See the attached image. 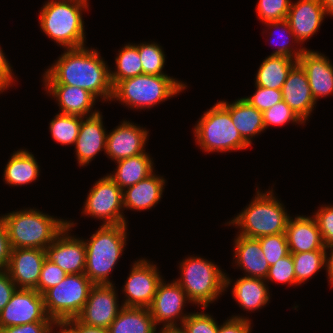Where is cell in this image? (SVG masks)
I'll use <instances>...</instances> for the list:
<instances>
[{
    "label": "cell",
    "instance_id": "1",
    "mask_svg": "<svg viewBox=\"0 0 333 333\" xmlns=\"http://www.w3.org/2000/svg\"><path fill=\"white\" fill-rule=\"evenodd\" d=\"M98 49L87 45L64 49L42 73V85L76 86L88 90L102 103H111L110 66Z\"/></svg>",
    "mask_w": 333,
    "mask_h": 333
},
{
    "label": "cell",
    "instance_id": "2",
    "mask_svg": "<svg viewBox=\"0 0 333 333\" xmlns=\"http://www.w3.org/2000/svg\"><path fill=\"white\" fill-rule=\"evenodd\" d=\"M274 184L263 191L257 185L254 196L242 211L234 215L224 225L238 229L237 234L259 238L262 236L285 233L289 218L292 216L284 202L273 189ZM277 195V196H276Z\"/></svg>",
    "mask_w": 333,
    "mask_h": 333
},
{
    "label": "cell",
    "instance_id": "3",
    "mask_svg": "<svg viewBox=\"0 0 333 333\" xmlns=\"http://www.w3.org/2000/svg\"><path fill=\"white\" fill-rule=\"evenodd\" d=\"M89 7L85 0H46L38 14L41 32L63 49L85 46L83 12Z\"/></svg>",
    "mask_w": 333,
    "mask_h": 333
},
{
    "label": "cell",
    "instance_id": "4",
    "mask_svg": "<svg viewBox=\"0 0 333 333\" xmlns=\"http://www.w3.org/2000/svg\"><path fill=\"white\" fill-rule=\"evenodd\" d=\"M128 227V224L100 225L90 238H83L86 249L84 274L94 285L116 284L111 274L128 245Z\"/></svg>",
    "mask_w": 333,
    "mask_h": 333
},
{
    "label": "cell",
    "instance_id": "5",
    "mask_svg": "<svg viewBox=\"0 0 333 333\" xmlns=\"http://www.w3.org/2000/svg\"><path fill=\"white\" fill-rule=\"evenodd\" d=\"M188 84L169 75L141 74L119 81L113 87L111 102L128 110H151L187 90Z\"/></svg>",
    "mask_w": 333,
    "mask_h": 333
},
{
    "label": "cell",
    "instance_id": "6",
    "mask_svg": "<svg viewBox=\"0 0 333 333\" xmlns=\"http://www.w3.org/2000/svg\"><path fill=\"white\" fill-rule=\"evenodd\" d=\"M0 216L12 248L45 250L68 224V218H58L35 207L17 208Z\"/></svg>",
    "mask_w": 333,
    "mask_h": 333
},
{
    "label": "cell",
    "instance_id": "7",
    "mask_svg": "<svg viewBox=\"0 0 333 333\" xmlns=\"http://www.w3.org/2000/svg\"><path fill=\"white\" fill-rule=\"evenodd\" d=\"M177 267L180 276L174 280L194 308H208L225 295V272L215 261L193 254L179 261Z\"/></svg>",
    "mask_w": 333,
    "mask_h": 333
},
{
    "label": "cell",
    "instance_id": "8",
    "mask_svg": "<svg viewBox=\"0 0 333 333\" xmlns=\"http://www.w3.org/2000/svg\"><path fill=\"white\" fill-rule=\"evenodd\" d=\"M193 137L202 152L227 153L251 147L234 126L230 112L217 101L193 126Z\"/></svg>",
    "mask_w": 333,
    "mask_h": 333
},
{
    "label": "cell",
    "instance_id": "9",
    "mask_svg": "<svg viewBox=\"0 0 333 333\" xmlns=\"http://www.w3.org/2000/svg\"><path fill=\"white\" fill-rule=\"evenodd\" d=\"M93 285L85 274H67L58 285L42 294L49 318L53 322L76 318L85 306Z\"/></svg>",
    "mask_w": 333,
    "mask_h": 333
},
{
    "label": "cell",
    "instance_id": "10",
    "mask_svg": "<svg viewBox=\"0 0 333 333\" xmlns=\"http://www.w3.org/2000/svg\"><path fill=\"white\" fill-rule=\"evenodd\" d=\"M81 214L101 225L129 224L123 207V190L106 174L88 190Z\"/></svg>",
    "mask_w": 333,
    "mask_h": 333
},
{
    "label": "cell",
    "instance_id": "11",
    "mask_svg": "<svg viewBox=\"0 0 333 333\" xmlns=\"http://www.w3.org/2000/svg\"><path fill=\"white\" fill-rule=\"evenodd\" d=\"M159 268L155 261L146 257L136 258L121 287L123 306L148 308L151 305L158 284L164 278Z\"/></svg>",
    "mask_w": 333,
    "mask_h": 333
},
{
    "label": "cell",
    "instance_id": "12",
    "mask_svg": "<svg viewBox=\"0 0 333 333\" xmlns=\"http://www.w3.org/2000/svg\"><path fill=\"white\" fill-rule=\"evenodd\" d=\"M188 304L193 306L182 287L174 279L163 278L148 309L157 327L173 326L181 325L191 313L185 311Z\"/></svg>",
    "mask_w": 333,
    "mask_h": 333
},
{
    "label": "cell",
    "instance_id": "13",
    "mask_svg": "<svg viewBox=\"0 0 333 333\" xmlns=\"http://www.w3.org/2000/svg\"><path fill=\"white\" fill-rule=\"evenodd\" d=\"M77 225V221L68 218L67 226L45 249L46 259L54 262L66 274H84L85 272L86 249L83 237L71 234Z\"/></svg>",
    "mask_w": 333,
    "mask_h": 333
},
{
    "label": "cell",
    "instance_id": "14",
    "mask_svg": "<svg viewBox=\"0 0 333 333\" xmlns=\"http://www.w3.org/2000/svg\"><path fill=\"white\" fill-rule=\"evenodd\" d=\"M117 284L93 285L76 319L87 326L108 329L123 307Z\"/></svg>",
    "mask_w": 333,
    "mask_h": 333
},
{
    "label": "cell",
    "instance_id": "15",
    "mask_svg": "<svg viewBox=\"0 0 333 333\" xmlns=\"http://www.w3.org/2000/svg\"><path fill=\"white\" fill-rule=\"evenodd\" d=\"M149 133L145 126H140L130 119H122L116 127L107 132L106 157L117 162L145 153Z\"/></svg>",
    "mask_w": 333,
    "mask_h": 333
},
{
    "label": "cell",
    "instance_id": "16",
    "mask_svg": "<svg viewBox=\"0 0 333 333\" xmlns=\"http://www.w3.org/2000/svg\"><path fill=\"white\" fill-rule=\"evenodd\" d=\"M40 321L52 320L46 313L43 295L35 289L17 288L0 312V328Z\"/></svg>",
    "mask_w": 333,
    "mask_h": 333
},
{
    "label": "cell",
    "instance_id": "17",
    "mask_svg": "<svg viewBox=\"0 0 333 333\" xmlns=\"http://www.w3.org/2000/svg\"><path fill=\"white\" fill-rule=\"evenodd\" d=\"M101 110L92 116L82 117L74 154L79 167L88 166L98 154L106 152L107 128Z\"/></svg>",
    "mask_w": 333,
    "mask_h": 333
},
{
    "label": "cell",
    "instance_id": "18",
    "mask_svg": "<svg viewBox=\"0 0 333 333\" xmlns=\"http://www.w3.org/2000/svg\"><path fill=\"white\" fill-rule=\"evenodd\" d=\"M269 287L261 278L242 275L234 280L225 273V293L230 289L232 299L246 314L255 313L271 303L272 294Z\"/></svg>",
    "mask_w": 333,
    "mask_h": 333
},
{
    "label": "cell",
    "instance_id": "19",
    "mask_svg": "<svg viewBox=\"0 0 333 333\" xmlns=\"http://www.w3.org/2000/svg\"><path fill=\"white\" fill-rule=\"evenodd\" d=\"M327 14L320 0H292L287 21L302 46L320 30Z\"/></svg>",
    "mask_w": 333,
    "mask_h": 333
},
{
    "label": "cell",
    "instance_id": "20",
    "mask_svg": "<svg viewBox=\"0 0 333 333\" xmlns=\"http://www.w3.org/2000/svg\"><path fill=\"white\" fill-rule=\"evenodd\" d=\"M45 250L39 248H12L6 271L17 288L35 289L40 277Z\"/></svg>",
    "mask_w": 333,
    "mask_h": 333
},
{
    "label": "cell",
    "instance_id": "21",
    "mask_svg": "<svg viewBox=\"0 0 333 333\" xmlns=\"http://www.w3.org/2000/svg\"><path fill=\"white\" fill-rule=\"evenodd\" d=\"M41 86L46 91L45 94L55 100L59 113L89 117L100 111L95 106L100 101L86 89L69 85Z\"/></svg>",
    "mask_w": 333,
    "mask_h": 333
},
{
    "label": "cell",
    "instance_id": "22",
    "mask_svg": "<svg viewBox=\"0 0 333 333\" xmlns=\"http://www.w3.org/2000/svg\"><path fill=\"white\" fill-rule=\"evenodd\" d=\"M298 63L305 70L312 96L317 104L319 98L333 95V63L321 51L306 49Z\"/></svg>",
    "mask_w": 333,
    "mask_h": 333
},
{
    "label": "cell",
    "instance_id": "23",
    "mask_svg": "<svg viewBox=\"0 0 333 333\" xmlns=\"http://www.w3.org/2000/svg\"><path fill=\"white\" fill-rule=\"evenodd\" d=\"M282 99L306 123L316 109L305 70L297 63L282 87Z\"/></svg>",
    "mask_w": 333,
    "mask_h": 333
},
{
    "label": "cell",
    "instance_id": "24",
    "mask_svg": "<svg viewBox=\"0 0 333 333\" xmlns=\"http://www.w3.org/2000/svg\"><path fill=\"white\" fill-rule=\"evenodd\" d=\"M232 249L234 269L241 270L243 276L266 279L270 266L257 238L235 234Z\"/></svg>",
    "mask_w": 333,
    "mask_h": 333
},
{
    "label": "cell",
    "instance_id": "25",
    "mask_svg": "<svg viewBox=\"0 0 333 333\" xmlns=\"http://www.w3.org/2000/svg\"><path fill=\"white\" fill-rule=\"evenodd\" d=\"M157 173L155 170L145 179L123 190L124 210L133 212L150 211L161 202L168 181L164 178V175Z\"/></svg>",
    "mask_w": 333,
    "mask_h": 333
},
{
    "label": "cell",
    "instance_id": "26",
    "mask_svg": "<svg viewBox=\"0 0 333 333\" xmlns=\"http://www.w3.org/2000/svg\"><path fill=\"white\" fill-rule=\"evenodd\" d=\"M289 253L325 250L320 230L312 215H293L285 230Z\"/></svg>",
    "mask_w": 333,
    "mask_h": 333
},
{
    "label": "cell",
    "instance_id": "27",
    "mask_svg": "<svg viewBox=\"0 0 333 333\" xmlns=\"http://www.w3.org/2000/svg\"><path fill=\"white\" fill-rule=\"evenodd\" d=\"M219 102L230 112L234 126L242 138L252 146L254 138H258L265 132L263 112L253 107L243 97L231 102L227 100H220Z\"/></svg>",
    "mask_w": 333,
    "mask_h": 333
},
{
    "label": "cell",
    "instance_id": "28",
    "mask_svg": "<svg viewBox=\"0 0 333 333\" xmlns=\"http://www.w3.org/2000/svg\"><path fill=\"white\" fill-rule=\"evenodd\" d=\"M41 168L33 152L21 148L11 153L3 169L4 184L9 187H21L35 183L39 179Z\"/></svg>",
    "mask_w": 333,
    "mask_h": 333
},
{
    "label": "cell",
    "instance_id": "29",
    "mask_svg": "<svg viewBox=\"0 0 333 333\" xmlns=\"http://www.w3.org/2000/svg\"><path fill=\"white\" fill-rule=\"evenodd\" d=\"M116 167L107 175L122 189L131 187L155 171V163L149 152L114 162Z\"/></svg>",
    "mask_w": 333,
    "mask_h": 333
},
{
    "label": "cell",
    "instance_id": "30",
    "mask_svg": "<svg viewBox=\"0 0 333 333\" xmlns=\"http://www.w3.org/2000/svg\"><path fill=\"white\" fill-rule=\"evenodd\" d=\"M298 63V60L282 55H267L255 74V85L269 89L282 90L289 72Z\"/></svg>",
    "mask_w": 333,
    "mask_h": 333
},
{
    "label": "cell",
    "instance_id": "31",
    "mask_svg": "<svg viewBox=\"0 0 333 333\" xmlns=\"http://www.w3.org/2000/svg\"><path fill=\"white\" fill-rule=\"evenodd\" d=\"M148 308L123 306L108 328L109 333H156Z\"/></svg>",
    "mask_w": 333,
    "mask_h": 333
},
{
    "label": "cell",
    "instance_id": "32",
    "mask_svg": "<svg viewBox=\"0 0 333 333\" xmlns=\"http://www.w3.org/2000/svg\"><path fill=\"white\" fill-rule=\"evenodd\" d=\"M263 25L265 27H267V29L262 32V35L264 33L265 34L267 33L266 35H268V39L266 38V40H270V43L276 42V40L273 41V38L275 36L274 34L276 33V32L274 33L273 30H275V31L280 30L279 32L281 33V34H279V36L281 38L279 40H281V41L279 42V44L276 43L278 47L273 50L271 55H282V56H286V57H289L294 60H298L299 57L303 54V52L307 49L305 46L303 47L300 44V42L295 38V35L292 32L287 19L267 22V23H264ZM271 29H273V30H271ZM269 30H270V32H269ZM275 37H277V36H275Z\"/></svg>",
    "mask_w": 333,
    "mask_h": 333
},
{
    "label": "cell",
    "instance_id": "33",
    "mask_svg": "<svg viewBox=\"0 0 333 333\" xmlns=\"http://www.w3.org/2000/svg\"><path fill=\"white\" fill-rule=\"evenodd\" d=\"M115 68L110 67V81L114 87L119 81L142 74V62L138 48L127 42L116 51Z\"/></svg>",
    "mask_w": 333,
    "mask_h": 333
},
{
    "label": "cell",
    "instance_id": "34",
    "mask_svg": "<svg viewBox=\"0 0 333 333\" xmlns=\"http://www.w3.org/2000/svg\"><path fill=\"white\" fill-rule=\"evenodd\" d=\"M292 259L298 286L306 284L322 269L325 270V250L294 253Z\"/></svg>",
    "mask_w": 333,
    "mask_h": 333
},
{
    "label": "cell",
    "instance_id": "35",
    "mask_svg": "<svg viewBox=\"0 0 333 333\" xmlns=\"http://www.w3.org/2000/svg\"><path fill=\"white\" fill-rule=\"evenodd\" d=\"M49 123V132L54 142L61 146H69L75 144L77 140L82 117L56 113Z\"/></svg>",
    "mask_w": 333,
    "mask_h": 333
},
{
    "label": "cell",
    "instance_id": "36",
    "mask_svg": "<svg viewBox=\"0 0 333 333\" xmlns=\"http://www.w3.org/2000/svg\"><path fill=\"white\" fill-rule=\"evenodd\" d=\"M138 48L142 62V74L168 75L164 71L166 65V54L161 43L152 40L140 43H133Z\"/></svg>",
    "mask_w": 333,
    "mask_h": 333
},
{
    "label": "cell",
    "instance_id": "37",
    "mask_svg": "<svg viewBox=\"0 0 333 333\" xmlns=\"http://www.w3.org/2000/svg\"><path fill=\"white\" fill-rule=\"evenodd\" d=\"M287 123L294 125L304 126L305 123L284 101L274 104L269 109L263 112V124L266 129L271 128V126H283Z\"/></svg>",
    "mask_w": 333,
    "mask_h": 333
},
{
    "label": "cell",
    "instance_id": "38",
    "mask_svg": "<svg viewBox=\"0 0 333 333\" xmlns=\"http://www.w3.org/2000/svg\"><path fill=\"white\" fill-rule=\"evenodd\" d=\"M256 15L262 23L287 19L292 0H257Z\"/></svg>",
    "mask_w": 333,
    "mask_h": 333
},
{
    "label": "cell",
    "instance_id": "39",
    "mask_svg": "<svg viewBox=\"0 0 333 333\" xmlns=\"http://www.w3.org/2000/svg\"><path fill=\"white\" fill-rule=\"evenodd\" d=\"M265 281L267 284L278 283L290 286H297L295 272H294V261L292 254L289 253L287 256L281 258L276 264L270 266Z\"/></svg>",
    "mask_w": 333,
    "mask_h": 333
},
{
    "label": "cell",
    "instance_id": "40",
    "mask_svg": "<svg viewBox=\"0 0 333 333\" xmlns=\"http://www.w3.org/2000/svg\"><path fill=\"white\" fill-rule=\"evenodd\" d=\"M201 312H191L182 322L186 333H218L219 324L211 313L205 312L208 308H199Z\"/></svg>",
    "mask_w": 333,
    "mask_h": 333
},
{
    "label": "cell",
    "instance_id": "41",
    "mask_svg": "<svg viewBox=\"0 0 333 333\" xmlns=\"http://www.w3.org/2000/svg\"><path fill=\"white\" fill-rule=\"evenodd\" d=\"M258 240L269 266L276 264L278 260L289 254L285 233L262 236Z\"/></svg>",
    "mask_w": 333,
    "mask_h": 333
},
{
    "label": "cell",
    "instance_id": "42",
    "mask_svg": "<svg viewBox=\"0 0 333 333\" xmlns=\"http://www.w3.org/2000/svg\"><path fill=\"white\" fill-rule=\"evenodd\" d=\"M254 87L256 88L254 93L243 98L261 112H264L265 110L272 107L274 104L283 100L282 90L269 89L265 87H260L255 84Z\"/></svg>",
    "mask_w": 333,
    "mask_h": 333
},
{
    "label": "cell",
    "instance_id": "43",
    "mask_svg": "<svg viewBox=\"0 0 333 333\" xmlns=\"http://www.w3.org/2000/svg\"><path fill=\"white\" fill-rule=\"evenodd\" d=\"M315 218L324 247L333 244V204H323L312 213Z\"/></svg>",
    "mask_w": 333,
    "mask_h": 333
},
{
    "label": "cell",
    "instance_id": "44",
    "mask_svg": "<svg viewBox=\"0 0 333 333\" xmlns=\"http://www.w3.org/2000/svg\"><path fill=\"white\" fill-rule=\"evenodd\" d=\"M66 275L58 265L45 259L37 284V292L43 294L49 288L58 285Z\"/></svg>",
    "mask_w": 333,
    "mask_h": 333
},
{
    "label": "cell",
    "instance_id": "45",
    "mask_svg": "<svg viewBox=\"0 0 333 333\" xmlns=\"http://www.w3.org/2000/svg\"><path fill=\"white\" fill-rule=\"evenodd\" d=\"M253 320L249 315L244 316L242 313L231 315L219 323L218 333H252Z\"/></svg>",
    "mask_w": 333,
    "mask_h": 333
},
{
    "label": "cell",
    "instance_id": "46",
    "mask_svg": "<svg viewBox=\"0 0 333 333\" xmlns=\"http://www.w3.org/2000/svg\"><path fill=\"white\" fill-rule=\"evenodd\" d=\"M16 81L18 82V78L13 71V66L0 44V86L7 92L11 87L15 86Z\"/></svg>",
    "mask_w": 333,
    "mask_h": 333
},
{
    "label": "cell",
    "instance_id": "47",
    "mask_svg": "<svg viewBox=\"0 0 333 333\" xmlns=\"http://www.w3.org/2000/svg\"><path fill=\"white\" fill-rule=\"evenodd\" d=\"M53 321L32 322L19 326L0 328V333H49Z\"/></svg>",
    "mask_w": 333,
    "mask_h": 333
},
{
    "label": "cell",
    "instance_id": "48",
    "mask_svg": "<svg viewBox=\"0 0 333 333\" xmlns=\"http://www.w3.org/2000/svg\"><path fill=\"white\" fill-rule=\"evenodd\" d=\"M12 253V246L6 224L0 216V270H6Z\"/></svg>",
    "mask_w": 333,
    "mask_h": 333
},
{
    "label": "cell",
    "instance_id": "49",
    "mask_svg": "<svg viewBox=\"0 0 333 333\" xmlns=\"http://www.w3.org/2000/svg\"><path fill=\"white\" fill-rule=\"evenodd\" d=\"M17 286L11 280L6 270H0V312L11 300Z\"/></svg>",
    "mask_w": 333,
    "mask_h": 333
},
{
    "label": "cell",
    "instance_id": "50",
    "mask_svg": "<svg viewBox=\"0 0 333 333\" xmlns=\"http://www.w3.org/2000/svg\"><path fill=\"white\" fill-rule=\"evenodd\" d=\"M65 323L75 333H109L108 329L106 328L87 326L83 323H80L76 318L67 320Z\"/></svg>",
    "mask_w": 333,
    "mask_h": 333
},
{
    "label": "cell",
    "instance_id": "51",
    "mask_svg": "<svg viewBox=\"0 0 333 333\" xmlns=\"http://www.w3.org/2000/svg\"><path fill=\"white\" fill-rule=\"evenodd\" d=\"M325 273L328 285L333 287V244L325 247Z\"/></svg>",
    "mask_w": 333,
    "mask_h": 333
},
{
    "label": "cell",
    "instance_id": "52",
    "mask_svg": "<svg viewBox=\"0 0 333 333\" xmlns=\"http://www.w3.org/2000/svg\"><path fill=\"white\" fill-rule=\"evenodd\" d=\"M49 333H75L65 322H54Z\"/></svg>",
    "mask_w": 333,
    "mask_h": 333
},
{
    "label": "cell",
    "instance_id": "53",
    "mask_svg": "<svg viewBox=\"0 0 333 333\" xmlns=\"http://www.w3.org/2000/svg\"><path fill=\"white\" fill-rule=\"evenodd\" d=\"M157 329L158 332L156 330V333H186L182 325L160 326Z\"/></svg>",
    "mask_w": 333,
    "mask_h": 333
},
{
    "label": "cell",
    "instance_id": "54",
    "mask_svg": "<svg viewBox=\"0 0 333 333\" xmlns=\"http://www.w3.org/2000/svg\"><path fill=\"white\" fill-rule=\"evenodd\" d=\"M323 5L326 14L329 17H333V0H320Z\"/></svg>",
    "mask_w": 333,
    "mask_h": 333
},
{
    "label": "cell",
    "instance_id": "55",
    "mask_svg": "<svg viewBox=\"0 0 333 333\" xmlns=\"http://www.w3.org/2000/svg\"><path fill=\"white\" fill-rule=\"evenodd\" d=\"M3 92H5V90L0 86V94H5Z\"/></svg>",
    "mask_w": 333,
    "mask_h": 333
}]
</instances>
